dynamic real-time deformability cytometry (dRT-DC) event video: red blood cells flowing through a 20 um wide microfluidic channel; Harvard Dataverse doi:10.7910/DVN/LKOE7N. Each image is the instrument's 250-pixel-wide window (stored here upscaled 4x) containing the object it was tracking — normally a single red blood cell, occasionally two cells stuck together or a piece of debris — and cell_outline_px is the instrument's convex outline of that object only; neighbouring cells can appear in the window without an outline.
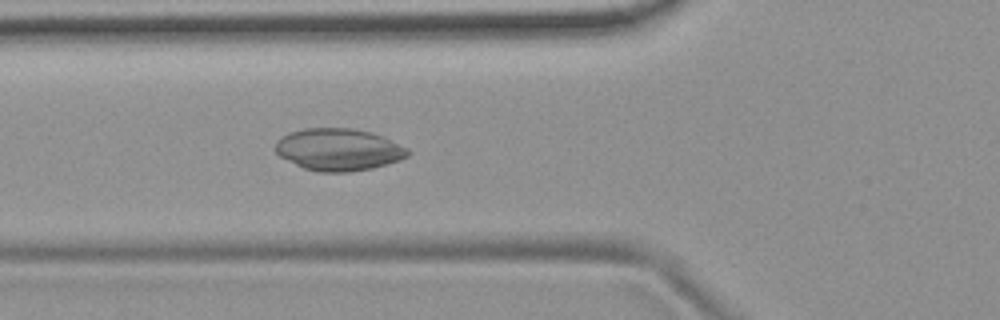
{"species": "common noctule bat (a hibernating species)", "species_latin": "Nyctalus noctula", "temperature_condition": "room temperature", "stored_images_in_passage": 53, "camera_frame_rate_fps": 3000, "um_per_image_px": 0.085, "animal": {"sex": "female", "body_mass_g": 19.9}, "frame": {"image": 1, "passage_image": 19, "time_ms": 6.0, "image_size_px": [1000, 320], "cell_outline_px": [[412, 152], [408, 156], [400, 160], [388, 164], [372, 168], [348, 172], [316, 172], [304, 168], [280, 156], [276, 152], [276, 140], [292, 132], [304, 128], [348, 128], [372, 132], [384, 136], [408, 148]], "centroid_in_image_um": [28.83, 12.72], "position_along_channel_um": 97.0, "area_um2": 32.54}}
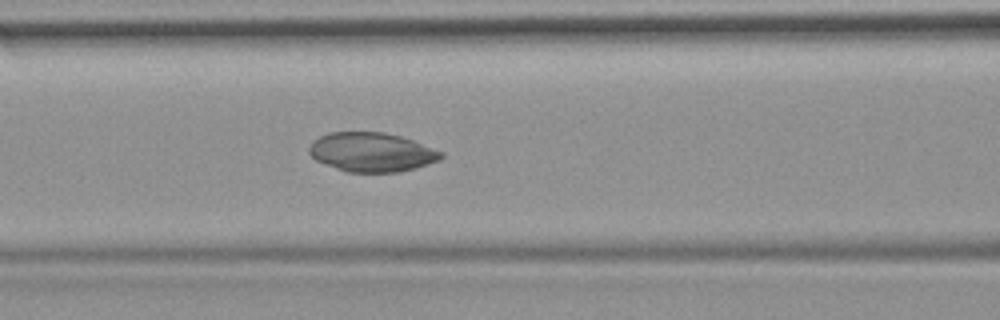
{"frame": {"image": 2, "passage_image": 22, "time_ms": 7.0, "image_size_px": [1000, 320], "cell_outline_px": [[444, 156], [440, 160], [416, 168], [400, 172], [348, 172], [336, 168], [316, 160], [308, 152], [308, 148], [312, 140], [328, 132], [384, 132], [400, 136], [412, 140], [444, 152]], "centroid_in_image_um": [31.59, 12.93], "position_along_channel_um": 135.0, "area_um2": 30.23}}
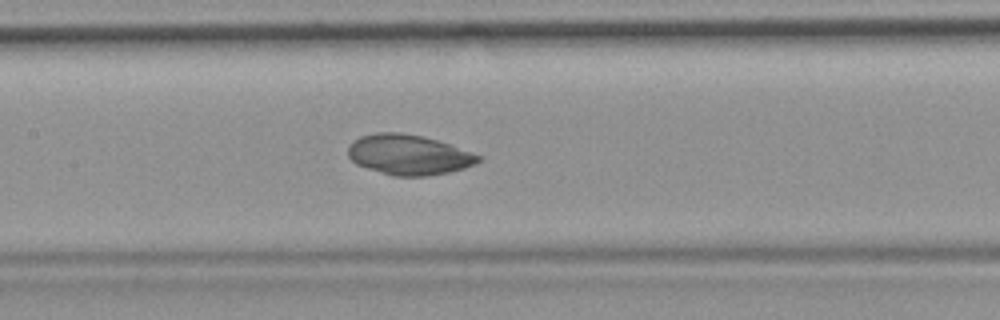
{"frame": {"image": 3, "passage_image": 25, "time_ms": 8.0, "image_size_px": [1000, 320], "cell_outline_px": [[480, 160], [476, 164], [464, 168], [448, 172], [424, 176], [392, 176], [356, 164], [348, 156], [348, 148], [352, 140], [360, 136], [376, 132], [400, 132], [420, 136], [436, 140], [448, 144], [480, 156]], "centroid_in_image_um": [34.68, 13.15], "position_along_channel_um": 172.7, "area_um2": 30.23}}